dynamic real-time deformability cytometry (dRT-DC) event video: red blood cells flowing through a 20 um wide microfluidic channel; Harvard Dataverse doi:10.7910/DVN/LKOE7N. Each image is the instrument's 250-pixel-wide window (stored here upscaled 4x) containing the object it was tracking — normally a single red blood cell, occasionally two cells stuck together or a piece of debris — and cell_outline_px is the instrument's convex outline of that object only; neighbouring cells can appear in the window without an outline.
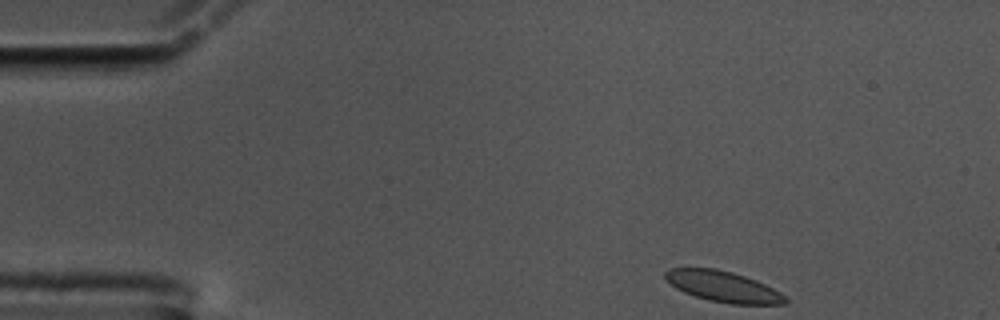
{"species": "common noctule bat (a hibernating species)", "species_latin": "Nyctalus noctula", "temperature_condition": "cold", "stored_images_in_passage": 51, "camera_frame_rate_fps": 3000, "um_per_image_px": 0.085, "animal": {"sex": "male", "body_mass_g": 17.5, "forearm_length_mm": 52.3}, "frame": {"image": 1, "passage_image": 1, "time_ms": 0.0, "image_size_px": [1000, 320], "cell_outline_px": [[788, 300], [784, 304], [732, 304], [708, 300], [684, 292], [676, 288], [664, 276], [664, 272], [668, 268], [716, 268], [732, 272], [756, 280], [780, 292]], "centroid_in_image_um": [61.45, 24.35], "position_along_channel_um": 23.5, "area_um2": 21.33}}
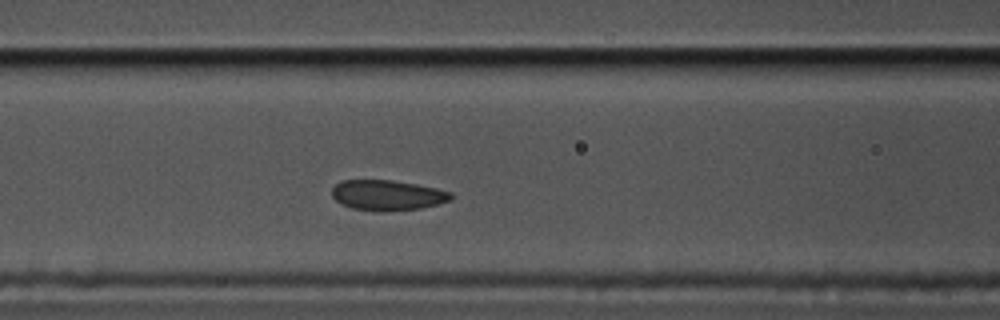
{"frame": {"image": 2, "passage_image": 17, "time_ms": 5.333, "image_size_px": [1000, 320], "cell_outline_px": [[452, 200], [440, 204], [420, 208], [384, 212], [352, 208], [336, 200], [332, 196], [332, 188], [340, 180], [392, 180], [416, 184], [436, 188], [452, 192]], "centroid_in_image_um": [32.96, 16.59], "position_along_channel_um": 133.6, "area_um2": 21.1}}
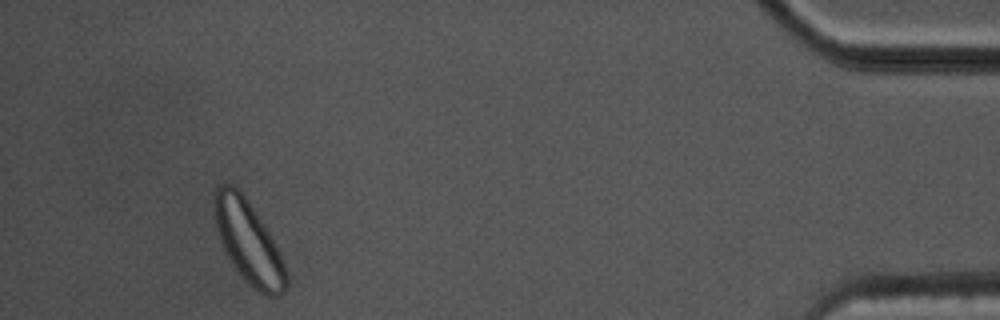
{"frame": {"image": 3, "passage_image": 47, "time_ms": 15.333, "image_size_px": [1000, 320], "cell_outline_px": [[288, 288], [280, 296], [264, 296], [248, 284], [244, 280], [232, 264], [220, 240], [216, 228], [216, 188], [220, 184], [232, 184], [244, 196], [264, 224], [284, 264], [288, 276]], "centroid_in_image_um": [21.16, 20.66], "position_along_channel_um": 414.0, "area_um2": 33.76}, "authors_computed_cell_mechanics": {"area_um2": 22.1374, "velocity_mm_per_s": 3.4668, "shape_relaxation_time_tau1_ms": 4.1985, "shape_relaxation_time_tau2_ms": null, "deformation_change_tau1": 0.0484, "deformation_change_tau2": null}}